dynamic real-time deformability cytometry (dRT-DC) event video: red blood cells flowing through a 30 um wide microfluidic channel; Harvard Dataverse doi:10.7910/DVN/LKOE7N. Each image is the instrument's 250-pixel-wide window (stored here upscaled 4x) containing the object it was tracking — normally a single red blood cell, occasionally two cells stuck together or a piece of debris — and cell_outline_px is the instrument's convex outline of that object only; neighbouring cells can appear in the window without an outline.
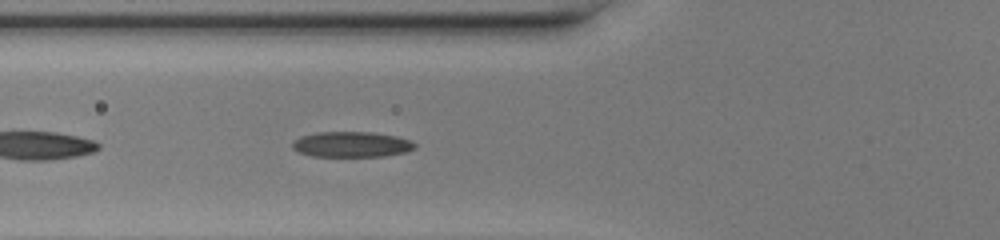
{"species": "common noctule bat (a hibernating species)", "species_latin": "Nyctalus noctula", "temperature_condition": "warm", "stored_images_in_passage": 33, "camera_frame_rate_fps": 3000, "um_per_image_px": 0.085, "animal": {"sex": "female", "body_mass_g": 20.0, "forearm_length_mm": 54.0}, "frame": {"image": 1, "passage_image": 4, "time_ms": 1.0, "image_size_px": [1000, 240], "cell_outline_px": [[416, 148], [408, 152], [384, 156], [312, 156], [300, 152], [292, 148], [292, 140], [300, 136], [316, 132], [372, 132], [396, 136], [408, 140], [416, 144]], "centroid_in_image_um": [29.87, 12.27], "position_along_channel_um": 95.9, "area_um2": 18.26}}
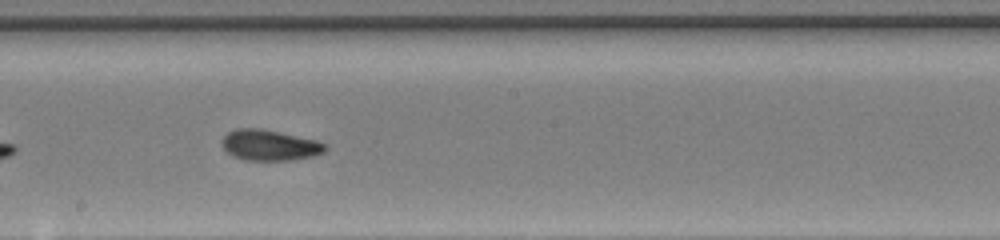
{"frame": {"image": 2, "passage_image": 13, "time_ms": 4.0, "image_size_px": [1000, 240], "cell_outline_px": [[328, 148], [324, 152], [312, 156], [292, 160], [244, 160], [232, 156], [220, 144], [220, 140], [228, 132], [236, 128], [260, 128], [280, 132], [316, 140], [328, 144]], "centroid_in_image_um": [22.91, 12.33], "position_along_channel_um": 225.3, "area_um2": 18.67}}
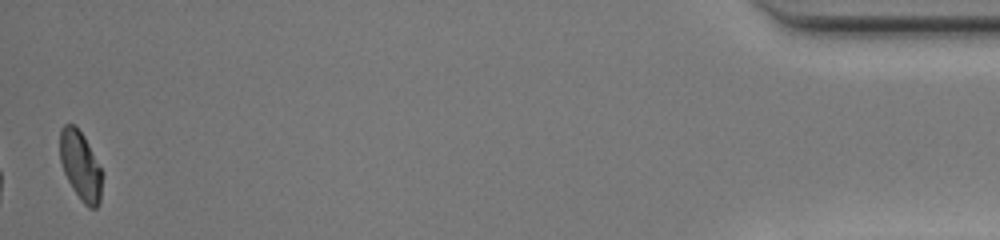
{"frame": {"image": 3, "passage_image": 33, "time_ms": 10.667, "image_size_px": [1000, 240], "cell_outline_px": [[104, 176], [100, 204], [96, 208], [88, 208], [80, 200], [72, 188], [64, 172], [60, 160], [60, 128], [64, 124], [76, 124], [84, 136], [104, 172]], "centroid_in_image_um": [6.88, 14.11], "position_along_channel_um": 428.3, "area_um2": 17.51}, "authors_computed_cell_mechanics": {"area_um2": 17.8024, "velocity_mm_per_s": 4.3042, "shape_relaxation_time_tau1_ms": 4.5082, "shape_relaxation_time_tau2_ms": 1.5731, "deformation_change_tau1": 0.1968, "deformation_change_tau2": 0.0638}}